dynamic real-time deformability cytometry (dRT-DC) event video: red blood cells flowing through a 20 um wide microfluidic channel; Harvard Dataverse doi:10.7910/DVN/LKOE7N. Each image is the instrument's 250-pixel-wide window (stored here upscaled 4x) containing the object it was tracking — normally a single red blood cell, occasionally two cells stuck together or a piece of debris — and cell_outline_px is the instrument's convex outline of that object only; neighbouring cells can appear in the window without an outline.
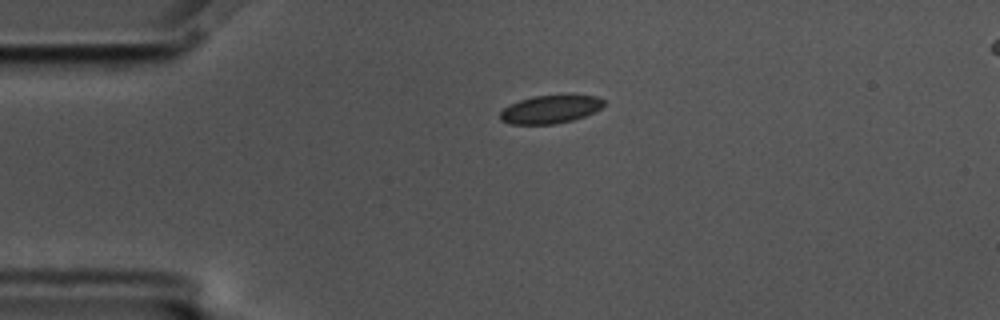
{"species": "common noctule bat (a hibernating species)", "species_latin": "Nyctalus noctula", "temperature_condition": "cold", "stored_images_in_passage": 46, "camera_frame_rate_fps": 3000, "um_per_image_px": 0.085, "animal": {"sex": "male", "body_mass_g": 17.5, "forearm_length_mm": 52.3}, "frame": {"image": 1, "passage_image": 1, "time_ms": 0.0, "image_size_px": [1000, 320], "cell_outline_px": [[604, 104], [600, 108], [584, 116], [572, 120], [552, 124], [508, 124], [500, 120], [500, 112], [508, 104], [532, 96], [596, 96], [604, 100]], "centroid_in_image_um": [46.71, 9.3], "position_along_channel_um": 38.3, "area_um2": 16.7}}
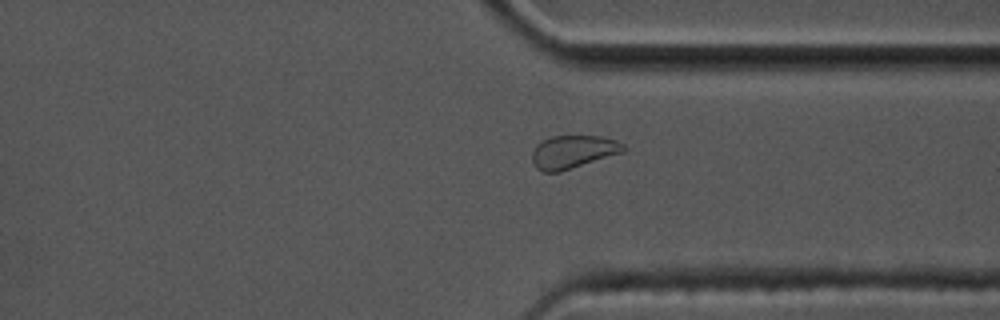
{"frame": {"image": 2, "passage_image": 32, "time_ms": 10.333, "image_size_px": [1000, 320], "cell_outline_px": [[628, 148], [624, 152], [560, 172], [544, 172], [536, 168], [532, 160], [532, 152], [536, 144], [552, 136], [604, 136], [616, 140], [624, 144]], "centroid_in_image_um": [48.74, 12.9], "position_along_channel_um": 362.7, "area_um2": 17.74}}
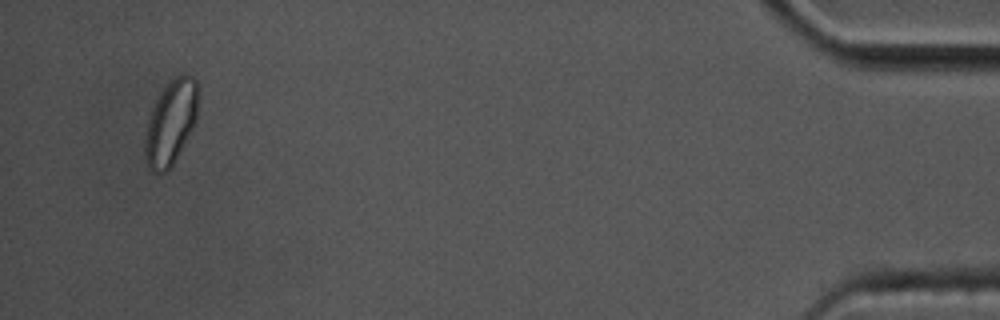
{"frame": {"image": 3, "passage_image": 44, "time_ms": 14.333, "image_size_px": [1000, 320], "cell_outline_px": [[196, 120], [172, 168], [164, 172], [152, 172], [148, 168], [144, 160], [144, 140], [148, 120], [152, 108], [160, 92], [176, 76], [184, 72], [192, 76], [196, 80]], "centroid_in_image_um": [14.48, 10.47], "position_along_channel_um": 420.7, "area_um2": 26.01}, "authors_computed_cell_mechanics": {"area_um2": 17.7735, "velocity_mm_per_s": 3.4214, "shape_relaxation_time_tau1_ms": null, "shape_relaxation_time_tau2_ms": 2.0186, "deformation_change_tau1": null, "deformation_change_tau2": 0.0465}}